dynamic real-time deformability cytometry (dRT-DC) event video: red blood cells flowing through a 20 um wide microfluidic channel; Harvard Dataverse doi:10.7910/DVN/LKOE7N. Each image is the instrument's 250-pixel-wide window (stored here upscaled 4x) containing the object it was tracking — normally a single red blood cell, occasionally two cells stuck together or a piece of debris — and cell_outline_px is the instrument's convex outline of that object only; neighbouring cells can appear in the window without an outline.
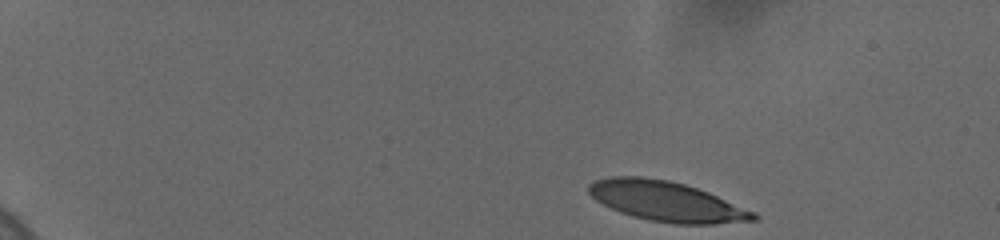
{"species": "human", "species_latin": "Homo sapiens", "temperature_condition": "cold", "stored_images_in_passage": 50, "camera_frame_rate_fps": 3000, "um_per_image_px": 0.085, "donor": {"sex": "female"}, "frame": {"image": 1, "passage_image": 1, "time_ms": 0.0, "image_size_px": [1000, 240], "cell_outline_px": [[756, 220], [712, 224], [676, 224], [652, 220], [632, 216], [620, 212], [596, 200], [588, 192], [588, 184], [596, 180], [612, 176], [640, 176], [668, 180], [684, 184], [708, 192], [756, 212]], "centroid_in_image_um": [56.64, 17.11], "position_along_channel_um": 28.4, "area_um2": 38.03}}
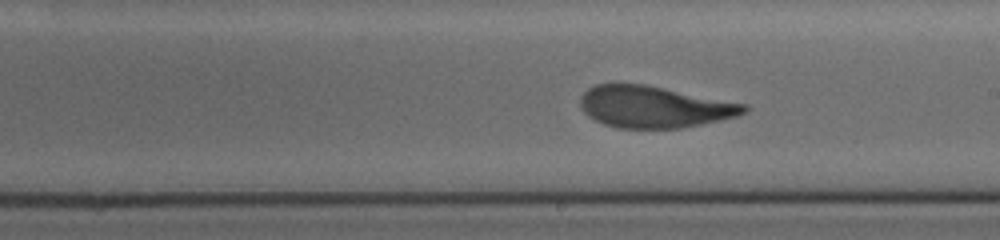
{"frame": {"image": 2, "passage_image": 28, "time_ms": 9.0, "image_size_px": [1000, 240], "cell_outline_px": [[748, 108], [744, 112], [736, 116], [720, 120], [680, 128], [616, 128], [604, 124], [588, 116], [584, 112], [580, 104], [580, 100], [584, 92], [588, 88], [596, 84], [644, 84], [748, 104]], "centroid_in_image_um": [55.59, 9.08], "position_along_channel_um": 233.4, "area_um2": 39.54}}
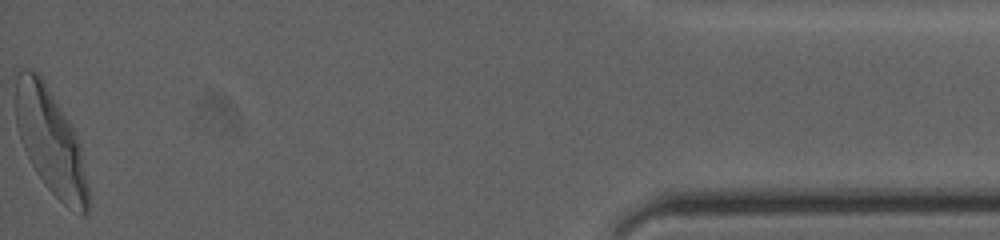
{"frame": {"image": 3, "passage_image": 50, "time_ms": 16.333, "image_size_px": [1000, 240], "cell_outline_px": [[88, 212], [84, 216], [80, 216], [68, 208], [44, 184], [36, 172], [24, 148], [16, 124], [16, 72], [20, 68], [32, 68], [40, 76], [72, 128], [80, 152], [88, 188]], "centroid_in_image_um": [4.26, 12.05], "position_along_channel_um": 430.9, "area_um2": 43.23}, "authors_computed_cell_mechanics": {"area_um2": 40.1999, "velocity_mm_per_s": 3.6449, "shape_relaxation_time_tau1_ms": 4.0118, "shape_relaxation_time_tau2_ms": 1.2706, "deformation_change_tau1": 0.2004, "deformation_change_tau2": 0.0926}}